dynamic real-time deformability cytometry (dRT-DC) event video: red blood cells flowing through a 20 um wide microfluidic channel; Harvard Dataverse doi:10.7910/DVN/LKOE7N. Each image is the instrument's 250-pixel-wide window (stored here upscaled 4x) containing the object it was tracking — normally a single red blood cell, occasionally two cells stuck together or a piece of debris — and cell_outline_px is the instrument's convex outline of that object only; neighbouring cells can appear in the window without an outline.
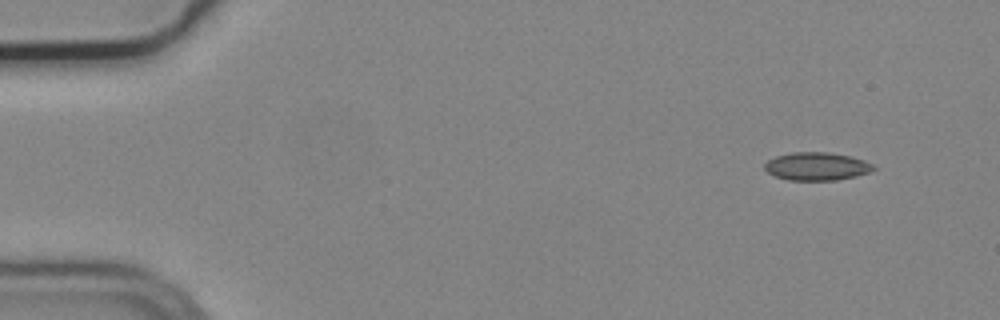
{"species": "common noctule bat (a hibernating species)", "species_latin": "Nyctalus noctula", "temperature_condition": "cold", "stored_images_in_passage": 6, "camera_frame_rate_fps": 3000, "um_per_image_px": 0.085, "animal": {"sex": "male", "body_mass_g": 19.2, "forearm_length_mm": 51.8}, "frame": {"image": 1, "passage_image": 1, "time_ms": 0.0, "image_size_px": [1000, 320], "cell_outline_px": [[876, 168], [868, 172], [856, 176], [836, 180], [788, 180], [776, 176], [768, 172], [764, 168], [764, 164], [768, 160], [776, 156], [792, 152], [828, 152], [852, 156], [876, 164]], "centroid_in_image_um": [69.45, 14.13], "position_along_channel_um": 15.5, "area_um2": 17.86}}
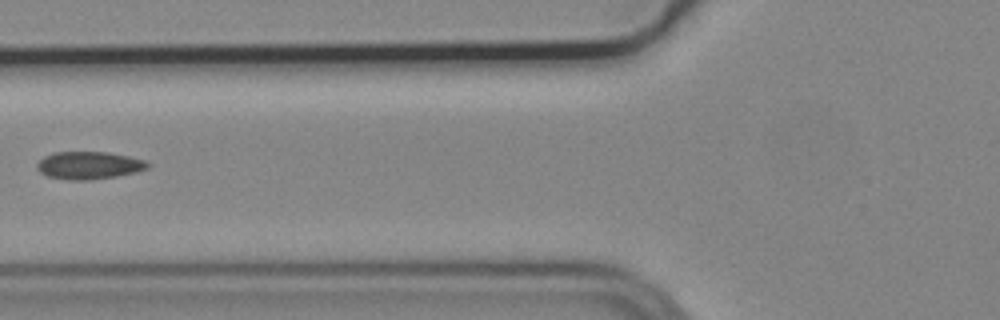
{"frame": {"image": 2, "passage_image": 5, "time_ms": 1.333, "image_size_px": [1000, 320], "cell_outline_px": [[152, 164], [148, 168], [136, 172], [116, 176], [92, 180], [68, 180], [48, 176], [40, 172], [36, 168], [36, 164], [44, 156], [56, 152], [108, 152], [128, 156], [144, 160]], "centroid_in_image_um": [7.57, 14.06], "position_along_channel_um": 118.2, "area_um2": 17.86}}
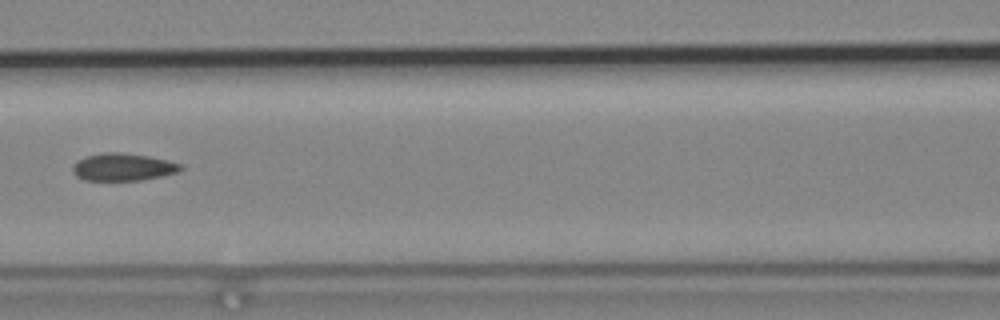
{"frame": {"image": 3, "passage_image": 6, "time_ms": 1.667, "image_size_px": [1000, 320], "cell_outline_px": [[184, 168], [180, 172], [140, 180], [84, 180], [76, 176], [72, 172], [72, 164], [76, 160], [84, 156], [100, 152], [120, 152], [148, 156], [168, 160], [184, 164]], "centroid_in_image_um": [10.44, 14.18], "position_along_channel_um": 156.2, "area_um2": 17.63}}